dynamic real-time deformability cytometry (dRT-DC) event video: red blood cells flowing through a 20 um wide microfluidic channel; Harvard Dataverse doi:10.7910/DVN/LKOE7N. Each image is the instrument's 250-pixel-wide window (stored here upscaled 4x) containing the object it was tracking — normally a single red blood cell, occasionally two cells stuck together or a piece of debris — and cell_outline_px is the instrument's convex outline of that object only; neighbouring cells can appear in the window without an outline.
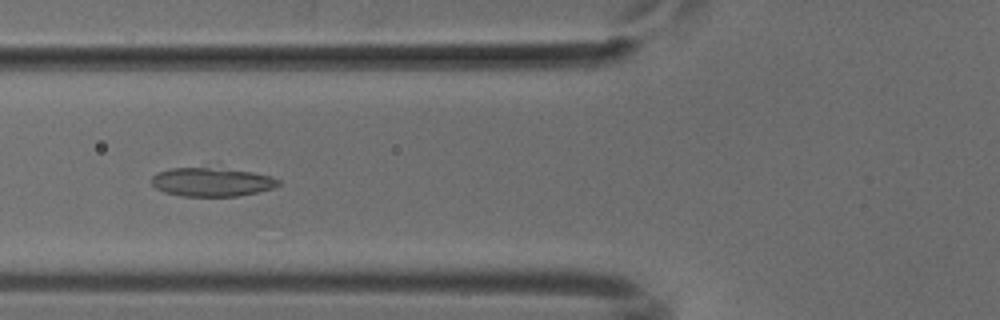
{"species": "common noctule bat (a hibernating species)", "species_latin": "Nyctalus noctula", "temperature_condition": "cold", "stored_images_in_passage": 40, "camera_frame_rate_fps": 3000, "um_per_image_px": 0.085, "animal": {"sex": "male", "body_mass_g": 18.8}, "frame": {"image": 1, "passage_image": 8, "time_ms": 2.333, "image_size_px": [1000, 320], "cell_outline_px": [[280, 184], [276, 188], [236, 196], [180, 196], [164, 192], [156, 188], [152, 184], [152, 176], [156, 172], [172, 168], [208, 168], [252, 172], [272, 176], [280, 180]], "centroid_in_image_um": [18.0, 15.48], "position_along_channel_um": 107.8, "area_um2": 21.1}}
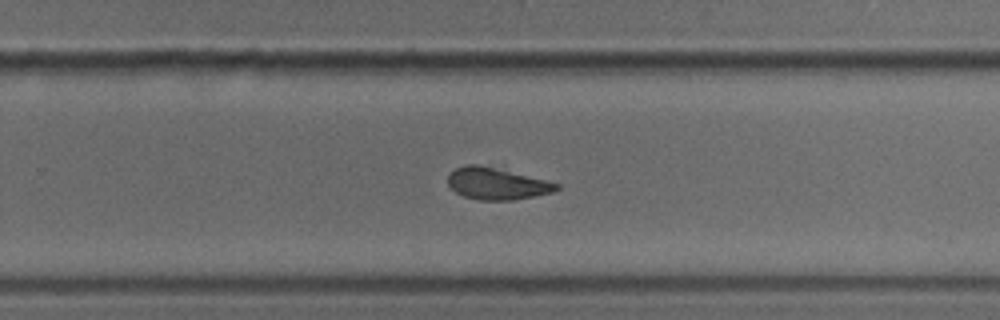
{"frame": {"image": 2, "passage_image": 22, "time_ms": 7.0, "image_size_px": [1000, 320], "cell_outline_px": [[560, 188], [552, 192], [512, 200], [480, 200], [464, 196], [456, 192], [448, 184], [448, 172], [456, 168], [468, 164], [476, 164], [544, 180], [560, 184]], "centroid_in_image_um": [42.18, 15.62], "position_along_channel_um": 287.6, "area_um2": 19.59}}
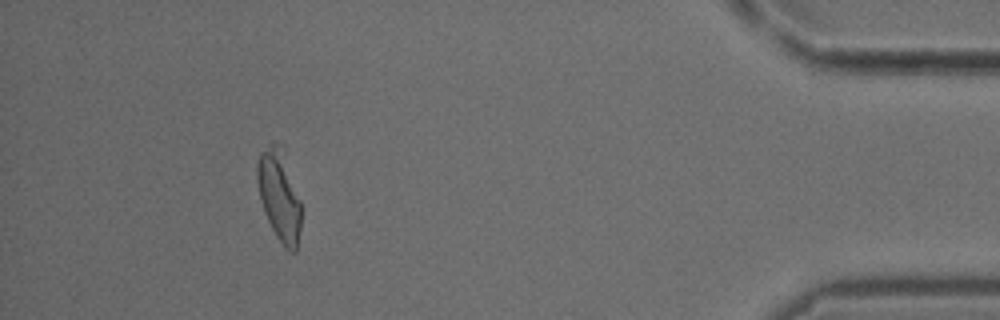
{"frame": {"image": 3, "passage_image": 36, "time_ms": 11.667, "image_size_px": [1000, 320], "cell_outline_px": [[300, 228], [296, 252], [288, 252], [284, 248], [276, 236], [264, 212], [260, 200], [256, 180], [256, 168], [260, 152], [272, 140], [276, 140], [300, 200]], "centroid_in_image_um": [23.69, 16.67], "position_along_channel_um": 411.5, "area_um2": 22.77}}